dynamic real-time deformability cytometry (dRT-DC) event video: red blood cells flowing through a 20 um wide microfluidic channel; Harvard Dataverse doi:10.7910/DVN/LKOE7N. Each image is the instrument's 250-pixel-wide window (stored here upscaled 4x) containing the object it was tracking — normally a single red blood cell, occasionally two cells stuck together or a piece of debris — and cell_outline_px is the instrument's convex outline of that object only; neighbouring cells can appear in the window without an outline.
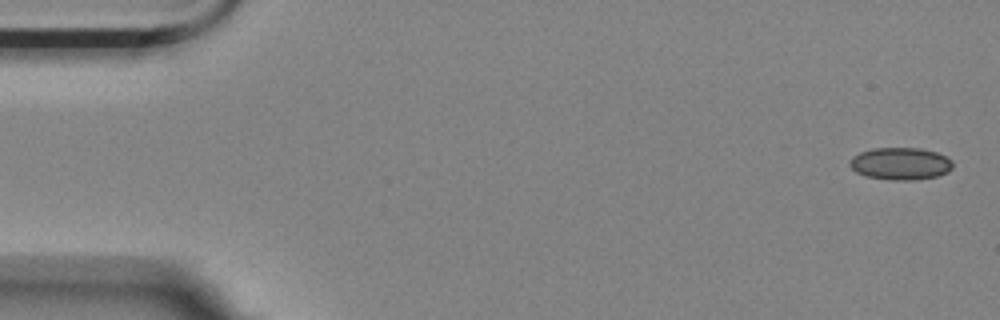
{"species": "Egyptian fruit bat (a non-hibernating species)", "species_latin": "Rousettus aegyptiacus", "temperature_condition": "room temperature", "stored_images_in_passage": 3, "camera_frame_rate_fps": 3000, "um_per_image_px": 0.085, "animal": {"sex": "female"}, "frame": {"image": 1, "passage_image": 1, "time_ms": 0.0, "image_size_px": [1000, 320], "cell_outline_px": [[952, 168], [948, 172], [936, 176], [916, 180], [892, 180], [864, 176], [856, 172], [848, 164], [852, 156], [860, 152], [872, 148], [920, 148], [936, 152], [952, 160]], "centroid_in_image_um": [76.51, 13.91], "position_along_channel_um": 8.5, "area_um2": 19.48}}